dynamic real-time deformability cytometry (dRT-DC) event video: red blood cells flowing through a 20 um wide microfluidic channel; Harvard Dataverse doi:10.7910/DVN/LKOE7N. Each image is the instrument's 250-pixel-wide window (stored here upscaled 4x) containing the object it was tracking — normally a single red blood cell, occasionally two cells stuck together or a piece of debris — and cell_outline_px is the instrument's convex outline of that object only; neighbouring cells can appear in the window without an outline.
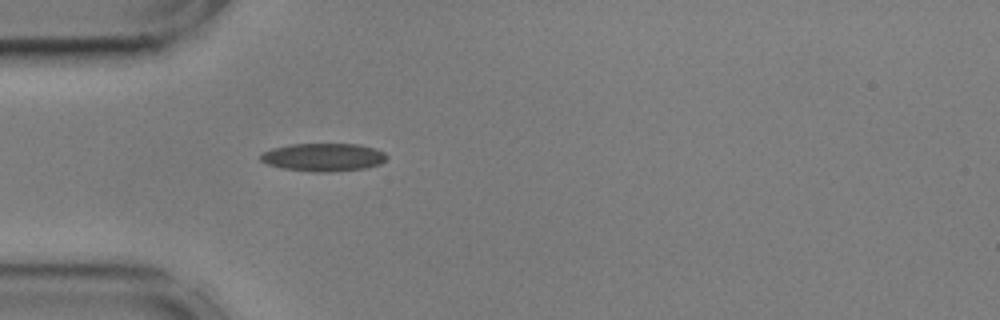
{"species": "common noctule bat (a hibernating species)", "species_latin": "Nyctalus noctula", "temperature_condition": "cold", "stored_images_in_passage": 33, "camera_frame_rate_fps": 3000, "um_per_image_px": 0.085, "animal": {"sex": "male", "body_mass_g": 17.9, "forearm_length_mm": 54.2}, "frame": {"image": 1, "passage_image": 1, "time_ms": 0.0, "image_size_px": [1000, 320], "cell_outline_px": [[388, 156], [380, 164], [364, 168], [332, 172], [312, 172], [280, 168], [268, 164], [260, 160], [260, 152], [272, 148], [292, 144], [360, 144], [376, 148], [384, 152]], "centroid_in_image_um": [27.47, 13.36], "position_along_channel_um": 57.5, "area_um2": 20.81}}
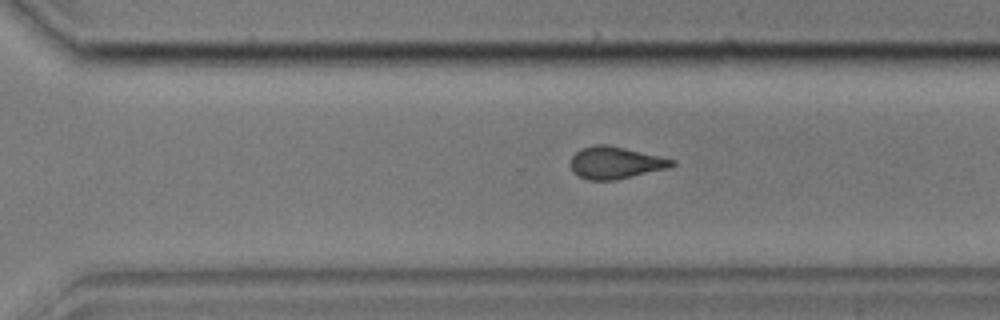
{"frame": {"image": 2, "passage_image": 23, "time_ms": 7.333, "image_size_px": [1000, 320], "cell_outline_px": [[676, 164], [668, 168], [616, 180], [588, 180], [572, 172], [568, 164], [572, 156], [580, 148], [596, 144], [608, 144], [676, 160]], "centroid_in_image_um": [52.27, 13.83], "position_along_channel_um": 318.3, "area_um2": 19.13}}
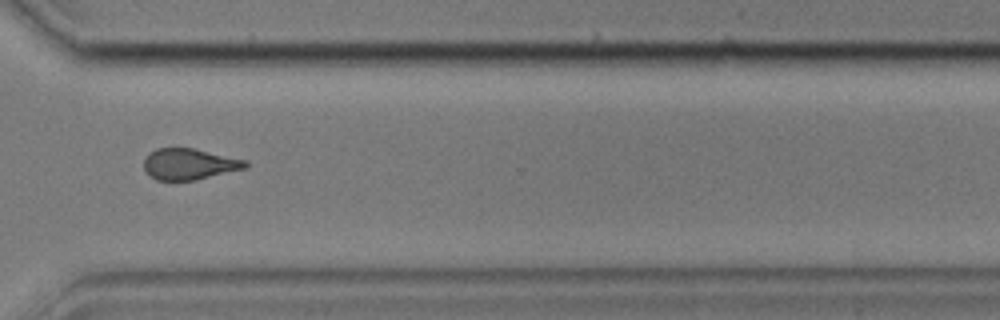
{"frame": {"image": 3, "passage_image": 26, "time_ms": 8.333, "image_size_px": [1000, 320], "cell_outline_px": [[248, 168], [196, 180], [156, 180], [144, 168], [144, 160], [148, 152], [156, 148], [192, 148], [248, 160]], "centroid_in_image_um": [16.12, 13.94], "position_along_channel_um": 354.5, "area_um2": 18.5}, "authors_computed_cell_mechanics": {"area_um2": 19.2474, "velocity_mm_per_s": 3.6007, "shape_relaxation_time_tau1_ms": null, "shape_relaxation_time_tau2_ms": 2.7478, "deformation_change_tau1": null, "deformation_change_tau2": 0.1}}